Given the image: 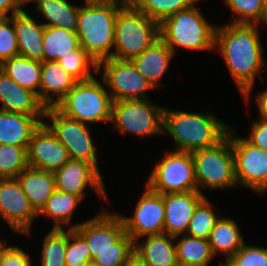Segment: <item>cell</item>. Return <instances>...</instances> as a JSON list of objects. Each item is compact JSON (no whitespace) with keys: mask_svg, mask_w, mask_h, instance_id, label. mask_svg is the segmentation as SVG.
Listing matches in <instances>:
<instances>
[{"mask_svg":"<svg viewBox=\"0 0 267 266\" xmlns=\"http://www.w3.org/2000/svg\"><path fill=\"white\" fill-rule=\"evenodd\" d=\"M57 61L77 81H86L98 74V63L81 46Z\"/></svg>","mask_w":267,"mask_h":266,"instance_id":"836d02e7","label":"cell"},{"mask_svg":"<svg viewBox=\"0 0 267 266\" xmlns=\"http://www.w3.org/2000/svg\"><path fill=\"white\" fill-rule=\"evenodd\" d=\"M254 96L255 108L259 114L258 117L267 120V88L257 91Z\"/></svg>","mask_w":267,"mask_h":266,"instance_id":"ee69618b","label":"cell"},{"mask_svg":"<svg viewBox=\"0 0 267 266\" xmlns=\"http://www.w3.org/2000/svg\"><path fill=\"white\" fill-rule=\"evenodd\" d=\"M84 266H100L98 263H96L93 259L87 261V263Z\"/></svg>","mask_w":267,"mask_h":266,"instance_id":"f907efd6","label":"cell"},{"mask_svg":"<svg viewBox=\"0 0 267 266\" xmlns=\"http://www.w3.org/2000/svg\"><path fill=\"white\" fill-rule=\"evenodd\" d=\"M112 58L132 60L149 48L159 35V23L133 4L122 7L115 22Z\"/></svg>","mask_w":267,"mask_h":266,"instance_id":"8992f818","label":"cell"},{"mask_svg":"<svg viewBox=\"0 0 267 266\" xmlns=\"http://www.w3.org/2000/svg\"><path fill=\"white\" fill-rule=\"evenodd\" d=\"M98 74L104 79L113 101L150 99L148 93L155 91L132 60L105 59L98 64Z\"/></svg>","mask_w":267,"mask_h":266,"instance_id":"7c38bea8","label":"cell"},{"mask_svg":"<svg viewBox=\"0 0 267 266\" xmlns=\"http://www.w3.org/2000/svg\"><path fill=\"white\" fill-rule=\"evenodd\" d=\"M55 177V189L76 195L82 200L90 190L97 195L100 201L106 205L111 204L102 173L92 164L79 160H69L60 169L53 172ZM88 188V189H87Z\"/></svg>","mask_w":267,"mask_h":266,"instance_id":"5bb4252c","label":"cell"},{"mask_svg":"<svg viewBox=\"0 0 267 266\" xmlns=\"http://www.w3.org/2000/svg\"><path fill=\"white\" fill-rule=\"evenodd\" d=\"M262 24L267 28V0H265L263 15H262V17H261V19L257 25L259 27L262 26V28H264Z\"/></svg>","mask_w":267,"mask_h":266,"instance_id":"c3c4849f","label":"cell"},{"mask_svg":"<svg viewBox=\"0 0 267 266\" xmlns=\"http://www.w3.org/2000/svg\"><path fill=\"white\" fill-rule=\"evenodd\" d=\"M38 219L17 178L0 179V220L14 233L32 237L33 222ZM32 231V232H31Z\"/></svg>","mask_w":267,"mask_h":266,"instance_id":"9a60e30c","label":"cell"},{"mask_svg":"<svg viewBox=\"0 0 267 266\" xmlns=\"http://www.w3.org/2000/svg\"><path fill=\"white\" fill-rule=\"evenodd\" d=\"M122 6L110 4L80 5L76 33L80 46L99 64L112 58L117 14Z\"/></svg>","mask_w":267,"mask_h":266,"instance_id":"277c9868","label":"cell"},{"mask_svg":"<svg viewBox=\"0 0 267 266\" xmlns=\"http://www.w3.org/2000/svg\"><path fill=\"white\" fill-rule=\"evenodd\" d=\"M70 0H36L34 3L44 26L64 28L77 31L80 4Z\"/></svg>","mask_w":267,"mask_h":266,"instance_id":"4316f807","label":"cell"},{"mask_svg":"<svg viewBox=\"0 0 267 266\" xmlns=\"http://www.w3.org/2000/svg\"><path fill=\"white\" fill-rule=\"evenodd\" d=\"M44 123L66 147L71 160L92 164L100 172V156L92 134L93 126L68 118L55 107L46 108Z\"/></svg>","mask_w":267,"mask_h":266,"instance_id":"30bf717a","label":"cell"},{"mask_svg":"<svg viewBox=\"0 0 267 266\" xmlns=\"http://www.w3.org/2000/svg\"><path fill=\"white\" fill-rule=\"evenodd\" d=\"M175 245L180 266H210L216 258L207 239L184 234L175 237Z\"/></svg>","mask_w":267,"mask_h":266,"instance_id":"f546056e","label":"cell"},{"mask_svg":"<svg viewBox=\"0 0 267 266\" xmlns=\"http://www.w3.org/2000/svg\"><path fill=\"white\" fill-rule=\"evenodd\" d=\"M17 179L38 214L56 190L54 173L28 166Z\"/></svg>","mask_w":267,"mask_h":266,"instance_id":"d4e9b609","label":"cell"},{"mask_svg":"<svg viewBox=\"0 0 267 266\" xmlns=\"http://www.w3.org/2000/svg\"><path fill=\"white\" fill-rule=\"evenodd\" d=\"M223 266H267V247L245 242Z\"/></svg>","mask_w":267,"mask_h":266,"instance_id":"f35d334b","label":"cell"},{"mask_svg":"<svg viewBox=\"0 0 267 266\" xmlns=\"http://www.w3.org/2000/svg\"><path fill=\"white\" fill-rule=\"evenodd\" d=\"M6 241H7V238L0 237V248L5 244Z\"/></svg>","mask_w":267,"mask_h":266,"instance_id":"816d5d0a","label":"cell"},{"mask_svg":"<svg viewBox=\"0 0 267 266\" xmlns=\"http://www.w3.org/2000/svg\"><path fill=\"white\" fill-rule=\"evenodd\" d=\"M227 135L231 139L238 187L249 189L257 196L266 195L267 151L254 146L245 137L240 136L233 126L230 127Z\"/></svg>","mask_w":267,"mask_h":266,"instance_id":"8fae6325","label":"cell"},{"mask_svg":"<svg viewBox=\"0 0 267 266\" xmlns=\"http://www.w3.org/2000/svg\"><path fill=\"white\" fill-rule=\"evenodd\" d=\"M89 260L91 253L85 239L75 229H67L66 266H84Z\"/></svg>","mask_w":267,"mask_h":266,"instance_id":"ab89813d","label":"cell"},{"mask_svg":"<svg viewBox=\"0 0 267 266\" xmlns=\"http://www.w3.org/2000/svg\"><path fill=\"white\" fill-rule=\"evenodd\" d=\"M42 239L38 266H66L67 229L49 228Z\"/></svg>","mask_w":267,"mask_h":266,"instance_id":"1f68e13d","label":"cell"},{"mask_svg":"<svg viewBox=\"0 0 267 266\" xmlns=\"http://www.w3.org/2000/svg\"><path fill=\"white\" fill-rule=\"evenodd\" d=\"M122 266H148V265L135 251H133Z\"/></svg>","mask_w":267,"mask_h":266,"instance_id":"7dc6e473","label":"cell"},{"mask_svg":"<svg viewBox=\"0 0 267 266\" xmlns=\"http://www.w3.org/2000/svg\"><path fill=\"white\" fill-rule=\"evenodd\" d=\"M164 106L152 99L113 101L110 127L139 139L163 136Z\"/></svg>","mask_w":267,"mask_h":266,"instance_id":"ba28073f","label":"cell"},{"mask_svg":"<svg viewBox=\"0 0 267 266\" xmlns=\"http://www.w3.org/2000/svg\"><path fill=\"white\" fill-rule=\"evenodd\" d=\"M88 4H110L116 6H128L131 5L133 0H81Z\"/></svg>","mask_w":267,"mask_h":266,"instance_id":"bcb514c9","label":"cell"},{"mask_svg":"<svg viewBox=\"0 0 267 266\" xmlns=\"http://www.w3.org/2000/svg\"><path fill=\"white\" fill-rule=\"evenodd\" d=\"M0 109L32 116H45L46 107L34 92L21 87L0 70Z\"/></svg>","mask_w":267,"mask_h":266,"instance_id":"44dd1931","label":"cell"},{"mask_svg":"<svg viewBox=\"0 0 267 266\" xmlns=\"http://www.w3.org/2000/svg\"><path fill=\"white\" fill-rule=\"evenodd\" d=\"M28 250L18 246L8 244V241L0 248V266H34L32 256Z\"/></svg>","mask_w":267,"mask_h":266,"instance_id":"b9f144b4","label":"cell"},{"mask_svg":"<svg viewBox=\"0 0 267 266\" xmlns=\"http://www.w3.org/2000/svg\"><path fill=\"white\" fill-rule=\"evenodd\" d=\"M77 82L58 61L41 62L40 102L56 107Z\"/></svg>","mask_w":267,"mask_h":266,"instance_id":"7402d4cb","label":"cell"},{"mask_svg":"<svg viewBox=\"0 0 267 266\" xmlns=\"http://www.w3.org/2000/svg\"><path fill=\"white\" fill-rule=\"evenodd\" d=\"M144 184L160 194L198 191L191 153L165 150Z\"/></svg>","mask_w":267,"mask_h":266,"instance_id":"9c48e42d","label":"cell"},{"mask_svg":"<svg viewBox=\"0 0 267 266\" xmlns=\"http://www.w3.org/2000/svg\"><path fill=\"white\" fill-rule=\"evenodd\" d=\"M207 0H133L132 4L159 24L168 16Z\"/></svg>","mask_w":267,"mask_h":266,"instance_id":"d6a6232c","label":"cell"},{"mask_svg":"<svg viewBox=\"0 0 267 266\" xmlns=\"http://www.w3.org/2000/svg\"><path fill=\"white\" fill-rule=\"evenodd\" d=\"M206 197L198 191L164 194V233L173 237L186 234L196 208Z\"/></svg>","mask_w":267,"mask_h":266,"instance_id":"ac0fdd59","label":"cell"},{"mask_svg":"<svg viewBox=\"0 0 267 266\" xmlns=\"http://www.w3.org/2000/svg\"><path fill=\"white\" fill-rule=\"evenodd\" d=\"M230 127L210 110L164 109L163 135L172 138L174 151L193 153L215 146L227 136Z\"/></svg>","mask_w":267,"mask_h":266,"instance_id":"7a4b0ae2","label":"cell"},{"mask_svg":"<svg viewBox=\"0 0 267 266\" xmlns=\"http://www.w3.org/2000/svg\"><path fill=\"white\" fill-rule=\"evenodd\" d=\"M33 16L34 13L31 10L28 12V9L13 14V25L19 55L29 60L43 62V33L45 26L39 20L40 17L37 19Z\"/></svg>","mask_w":267,"mask_h":266,"instance_id":"d6986e66","label":"cell"},{"mask_svg":"<svg viewBox=\"0 0 267 266\" xmlns=\"http://www.w3.org/2000/svg\"><path fill=\"white\" fill-rule=\"evenodd\" d=\"M222 24H217L214 50L225 61L243 102L249 105L257 79L264 84L266 77L262 76L267 62L261 27L257 24Z\"/></svg>","mask_w":267,"mask_h":266,"instance_id":"6da1fadb","label":"cell"},{"mask_svg":"<svg viewBox=\"0 0 267 266\" xmlns=\"http://www.w3.org/2000/svg\"><path fill=\"white\" fill-rule=\"evenodd\" d=\"M28 166L27 149L11 144L0 145V179L17 178Z\"/></svg>","mask_w":267,"mask_h":266,"instance_id":"d590c367","label":"cell"},{"mask_svg":"<svg viewBox=\"0 0 267 266\" xmlns=\"http://www.w3.org/2000/svg\"><path fill=\"white\" fill-rule=\"evenodd\" d=\"M194 6L166 17L159 24L160 38L178 55V51L215 52L217 25L209 22L201 9ZM179 49V50H178Z\"/></svg>","mask_w":267,"mask_h":266,"instance_id":"3957f363","label":"cell"},{"mask_svg":"<svg viewBox=\"0 0 267 266\" xmlns=\"http://www.w3.org/2000/svg\"><path fill=\"white\" fill-rule=\"evenodd\" d=\"M15 56H19V50L12 15L0 20V64Z\"/></svg>","mask_w":267,"mask_h":266,"instance_id":"60d3db41","label":"cell"},{"mask_svg":"<svg viewBox=\"0 0 267 266\" xmlns=\"http://www.w3.org/2000/svg\"><path fill=\"white\" fill-rule=\"evenodd\" d=\"M134 251L148 266H178L175 237L165 233L134 241Z\"/></svg>","mask_w":267,"mask_h":266,"instance_id":"cb8c5ba5","label":"cell"},{"mask_svg":"<svg viewBox=\"0 0 267 266\" xmlns=\"http://www.w3.org/2000/svg\"><path fill=\"white\" fill-rule=\"evenodd\" d=\"M0 70L21 87L34 92L40 100L41 62L19 55L3 61Z\"/></svg>","mask_w":267,"mask_h":266,"instance_id":"f1b7e54d","label":"cell"},{"mask_svg":"<svg viewBox=\"0 0 267 266\" xmlns=\"http://www.w3.org/2000/svg\"><path fill=\"white\" fill-rule=\"evenodd\" d=\"M22 11L16 0H0V14L4 17H10L15 13Z\"/></svg>","mask_w":267,"mask_h":266,"instance_id":"f6af8a7d","label":"cell"},{"mask_svg":"<svg viewBox=\"0 0 267 266\" xmlns=\"http://www.w3.org/2000/svg\"><path fill=\"white\" fill-rule=\"evenodd\" d=\"M248 132L245 138L254 146L267 151V120L256 118L252 120Z\"/></svg>","mask_w":267,"mask_h":266,"instance_id":"7bdbcfd3","label":"cell"},{"mask_svg":"<svg viewBox=\"0 0 267 266\" xmlns=\"http://www.w3.org/2000/svg\"><path fill=\"white\" fill-rule=\"evenodd\" d=\"M30 167L54 172L70 160L66 147L43 122L33 133L27 149Z\"/></svg>","mask_w":267,"mask_h":266,"instance_id":"e0dca14e","label":"cell"},{"mask_svg":"<svg viewBox=\"0 0 267 266\" xmlns=\"http://www.w3.org/2000/svg\"><path fill=\"white\" fill-rule=\"evenodd\" d=\"M231 11L232 17L228 23L258 24L264 10L265 0H222Z\"/></svg>","mask_w":267,"mask_h":266,"instance_id":"8d00e7d4","label":"cell"},{"mask_svg":"<svg viewBox=\"0 0 267 266\" xmlns=\"http://www.w3.org/2000/svg\"><path fill=\"white\" fill-rule=\"evenodd\" d=\"M176 56L167 44L161 39H157L149 48L132 59L138 72L152 85L156 90H162L161 79L166 75L169 66L173 63Z\"/></svg>","mask_w":267,"mask_h":266,"instance_id":"ffe728a7","label":"cell"},{"mask_svg":"<svg viewBox=\"0 0 267 266\" xmlns=\"http://www.w3.org/2000/svg\"><path fill=\"white\" fill-rule=\"evenodd\" d=\"M44 116H32L0 109V145L11 144L28 149L33 133Z\"/></svg>","mask_w":267,"mask_h":266,"instance_id":"603a6c76","label":"cell"},{"mask_svg":"<svg viewBox=\"0 0 267 266\" xmlns=\"http://www.w3.org/2000/svg\"><path fill=\"white\" fill-rule=\"evenodd\" d=\"M143 193L137 199L133 214L119 213L124 223L125 232L133 241L164 233V195L152 191L146 184Z\"/></svg>","mask_w":267,"mask_h":266,"instance_id":"4fadbf2b","label":"cell"},{"mask_svg":"<svg viewBox=\"0 0 267 266\" xmlns=\"http://www.w3.org/2000/svg\"><path fill=\"white\" fill-rule=\"evenodd\" d=\"M191 155L198 192L205 195V189L209 192L239 189L231 139L228 135L215 146L195 151Z\"/></svg>","mask_w":267,"mask_h":266,"instance_id":"52a82bcc","label":"cell"},{"mask_svg":"<svg viewBox=\"0 0 267 266\" xmlns=\"http://www.w3.org/2000/svg\"><path fill=\"white\" fill-rule=\"evenodd\" d=\"M229 217L223 216V214L220 216L208 239L213 254L215 256L224 255L222 264L245 243L239 224L231 216Z\"/></svg>","mask_w":267,"mask_h":266,"instance_id":"83f0119b","label":"cell"},{"mask_svg":"<svg viewBox=\"0 0 267 266\" xmlns=\"http://www.w3.org/2000/svg\"><path fill=\"white\" fill-rule=\"evenodd\" d=\"M97 76L78 81L55 108L64 116L91 126L110 123L113 99L104 79Z\"/></svg>","mask_w":267,"mask_h":266,"instance_id":"5b68a950","label":"cell"},{"mask_svg":"<svg viewBox=\"0 0 267 266\" xmlns=\"http://www.w3.org/2000/svg\"><path fill=\"white\" fill-rule=\"evenodd\" d=\"M18 6L22 9V10H27V6L30 7V4L32 3V5L36 2V0H16Z\"/></svg>","mask_w":267,"mask_h":266,"instance_id":"681fc988","label":"cell"},{"mask_svg":"<svg viewBox=\"0 0 267 266\" xmlns=\"http://www.w3.org/2000/svg\"><path fill=\"white\" fill-rule=\"evenodd\" d=\"M82 199L76 195L55 190L52 196L47 200L45 206L37 214L40 217L51 219L53 224L51 228L75 229L83 221L72 222L74 212L79 208Z\"/></svg>","mask_w":267,"mask_h":266,"instance_id":"484cf974","label":"cell"},{"mask_svg":"<svg viewBox=\"0 0 267 266\" xmlns=\"http://www.w3.org/2000/svg\"><path fill=\"white\" fill-rule=\"evenodd\" d=\"M80 47L76 32L45 26L43 33V61H57Z\"/></svg>","mask_w":267,"mask_h":266,"instance_id":"4dcf8cb0","label":"cell"},{"mask_svg":"<svg viewBox=\"0 0 267 266\" xmlns=\"http://www.w3.org/2000/svg\"><path fill=\"white\" fill-rule=\"evenodd\" d=\"M133 251L134 241L124 232L113 243V247L98 252L93 260L100 266H122Z\"/></svg>","mask_w":267,"mask_h":266,"instance_id":"74e56055","label":"cell"},{"mask_svg":"<svg viewBox=\"0 0 267 266\" xmlns=\"http://www.w3.org/2000/svg\"><path fill=\"white\" fill-rule=\"evenodd\" d=\"M101 210L91 218L84 219L75 230L85 239L88 244L91 259L98 252L113 247V243L125 232L124 223L119 212L109 211L101 206ZM106 208V209H105Z\"/></svg>","mask_w":267,"mask_h":266,"instance_id":"2e32d148","label":"cell"},{"mask_svg":"<svg viewBox=\"0 0 267 266\" xmlns=\"http://www.w3.org/2000/svg\"><path fill=\"white\" fill-rule=\"evenodd\" d=\"M207 197L198 205L190 220L187 235L197 238L209 239L220 213L215 212L216 206ZM215 207V208H214Z\"/></svg>","mask_w":267,"mask_h":266,"instance_id":"e575fe53","label":"cell"}]
</instances>
